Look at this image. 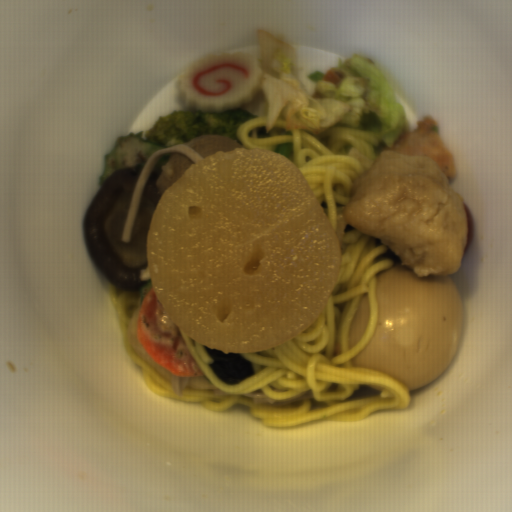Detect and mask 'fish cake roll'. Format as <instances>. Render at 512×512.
Listing matches in <instances>:
<instances>
[{
    "label": "fish cake roll",
    "mask_w": 512,
    "mask_h": 512,
    "mask_svg": "<svg viewBox=\"0 0 512 512\" xmlns=\"http://www.w3.org/2000/svg\"><path fill=\"white\" fill-rule=\"evenodd\" d=\"M262 73L261 61L251 52L218 51L188 66L177 82L186 106L223 113L258 96Z\"/></svg>",
    "instance_id": "fish-cake-roll-1"
}]
</instances>
